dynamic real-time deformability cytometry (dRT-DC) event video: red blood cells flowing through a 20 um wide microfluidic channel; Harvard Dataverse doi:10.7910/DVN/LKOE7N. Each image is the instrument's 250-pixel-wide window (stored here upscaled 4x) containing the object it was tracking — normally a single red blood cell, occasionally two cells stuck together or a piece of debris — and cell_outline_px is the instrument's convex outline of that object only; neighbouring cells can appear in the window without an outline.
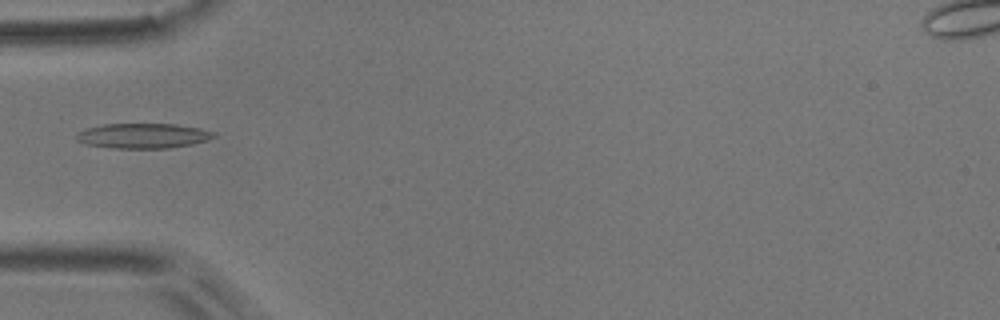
{"species": "common noctule bat (a hibernating species)", "species_latin": "Nyctalus noctula", "temperature_condition": "room temperature", "stored_images_in_passage": 1, "camera_frame_rate_fps": 3000, "um_per_image_px": 0.085, "animal": {"sex": "male", "body_mass_g": 17.9}, "frame": {"image": 1, "passage_image": 1, "time_ms": 0.0, "image_size_px": [1000, 320], "cell_outline_px": [[216, 136], [208, 140], [192, 144], [168, 148], [112, 148], [84, 144], [76, 140], [76, 132], [84, 128], [104, 124], [176, 124], [200, 128], [216, 132]], "centroid_in_image_um": [12.13, 11.54], "position_along_channel_um": 72.9, "area_um2": 20.23}}